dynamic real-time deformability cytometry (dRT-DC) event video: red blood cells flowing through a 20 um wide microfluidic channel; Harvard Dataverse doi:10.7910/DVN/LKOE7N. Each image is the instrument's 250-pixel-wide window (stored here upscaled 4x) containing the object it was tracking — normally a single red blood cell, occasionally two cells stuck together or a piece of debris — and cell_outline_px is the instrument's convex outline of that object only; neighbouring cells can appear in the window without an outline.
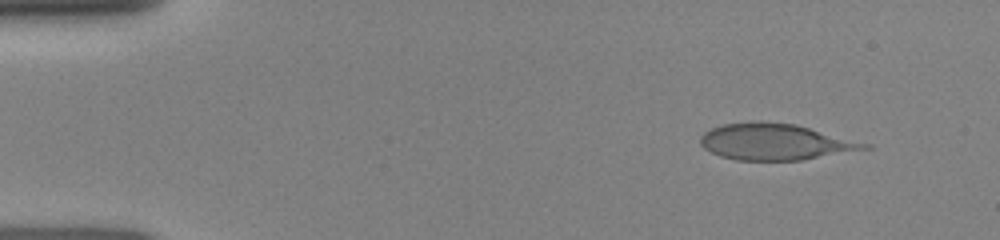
{"species": "human", "species_latin": "Homo sapiens", "temperature_condition": "room temperature", "stored_images_in_passage": 8, "camera_frame_rate_fps": 3000, "um_per_image_px": 0.085, "donor": {"sex": "female"}, "frame": {"image": 1, "passage_image": 2, "time_ms": 0.667, "image_size_px": [1000, 240], "cell_outline_px": [[872, 148], [800, 160], [736, 160], [720, 156], [704, 148], [700, 144], [700, 136], [704, 132], [712, 128], [724, 124], [752, 120], [760, 120], [796, 124], [872, 144]], "centroid_in_image_um": [65.89, 12.04], "position_along_channel_um": 19.1, "area_um2": 34.91}}
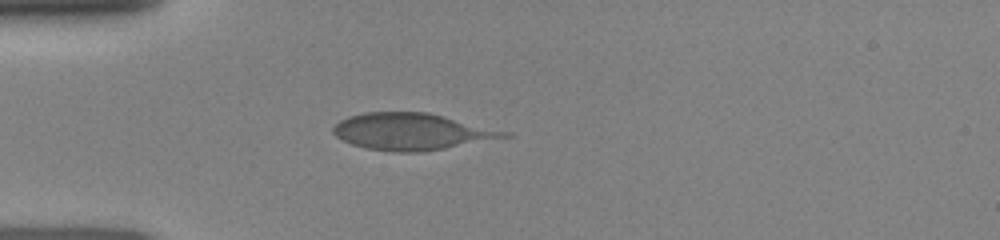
{"frame": {"image": 2, "passage_image": 7, "time_ms": 3.333, "image_size_px": [1000, 240], "cell_outline_px": [[512, 136], [444, 148], [420, 152], [396, 152], [368, 148], [352, 144], [336, 136], [332, 132], [332, 128], [340, 120], [348, 116], [364, 112], [428, 112], [512, 132]], "centroid_in_image_um": [35.01, 11.17], "position_along_channel_um": 50.0, "area_um2": 36.41}}